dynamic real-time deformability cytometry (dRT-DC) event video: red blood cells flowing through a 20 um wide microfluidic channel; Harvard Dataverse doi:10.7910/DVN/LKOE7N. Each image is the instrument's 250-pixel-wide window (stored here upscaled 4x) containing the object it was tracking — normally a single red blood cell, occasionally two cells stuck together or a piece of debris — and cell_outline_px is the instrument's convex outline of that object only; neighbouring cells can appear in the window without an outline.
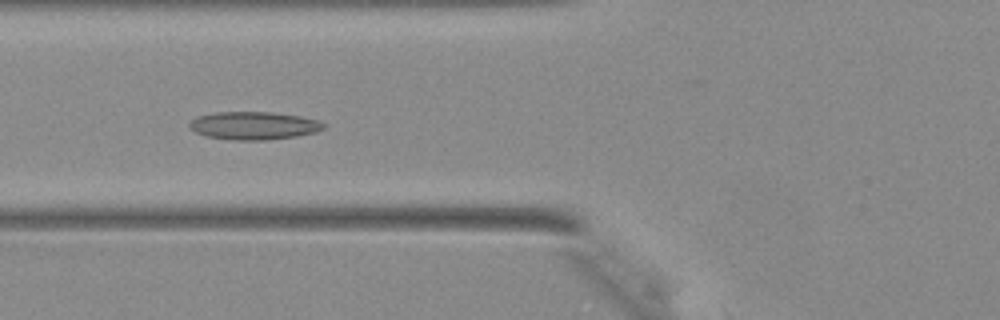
{"species": "Egyptian fruit bat (a non-hibernating species)", "species_latin": "Rousettus aegyptiacus", "temperature_condition": "warm", "stored_images_in_passage": 38, "camera_frame_rate_fps": 3000, "um_per_image_px": 0.085, "animal": {"sex": "female"}, "frame": {"image": 1, "passage_image": 12, "time_ms": 3.667, "image_size_px": [1000, 320], "cell_outline_px": [[324, 128], [316, 132], [296, 136], [264, 140], [232, 140], [208, 136], [196, 132], [188, 128], [188, 124], [192, 120], [200, 116], [216, 112], [272, 112], [300, 116], [316, 120], [324, 124]], "centroid_in_image_um": [21.56, 10.68], "position_along_channel_um": 104.2, "area_um2": 21.62}}
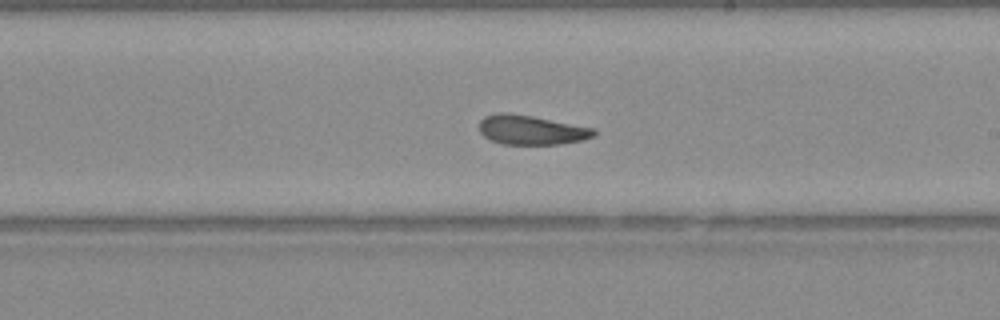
{"frame": {"image": 2, "passage_image": 21, "time_ms": 6.667, "image_size_px": [1000, 320], "cell_outline_px": [[596, 136], [580, 140], [560, 144], [504, 144], [492, 140], [484, 136], [480, 132], [480, 120], [484, 116], [500, 112], [508, 112], [532, 116], [592, 128], [596, 132]], "centroid_in_image_um": [45.13, 11.04], "position_along_channel_um": 243.9, "area_um2": 19.42}}
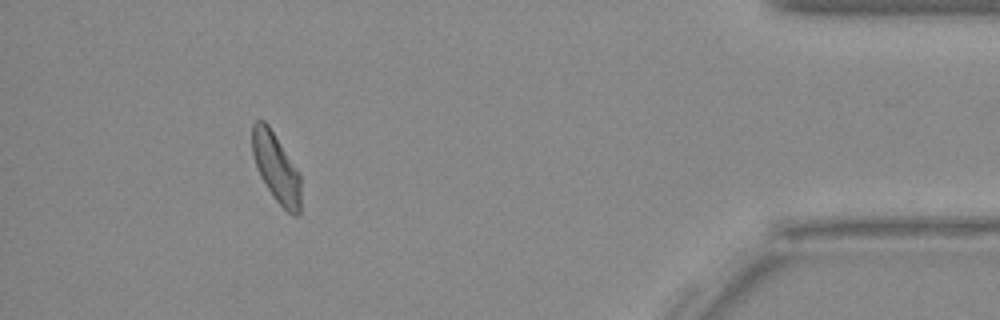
{"frame": {"image": 3, "passage_image": 35, "time_ms": 11.333, "image_size_px": [1000, 320], "cell_outline_px": [[300, 212], [296, 216], [292, 216], [276, 200], [260, 176], [252, 152], [252, 124], [256, 120], [264, 120], [268, 124], [300, 172]], "centroid_in_image_um": [23.48, 14.23], "position_along_channel_um": 411.7, "area_um2": 19.48}}